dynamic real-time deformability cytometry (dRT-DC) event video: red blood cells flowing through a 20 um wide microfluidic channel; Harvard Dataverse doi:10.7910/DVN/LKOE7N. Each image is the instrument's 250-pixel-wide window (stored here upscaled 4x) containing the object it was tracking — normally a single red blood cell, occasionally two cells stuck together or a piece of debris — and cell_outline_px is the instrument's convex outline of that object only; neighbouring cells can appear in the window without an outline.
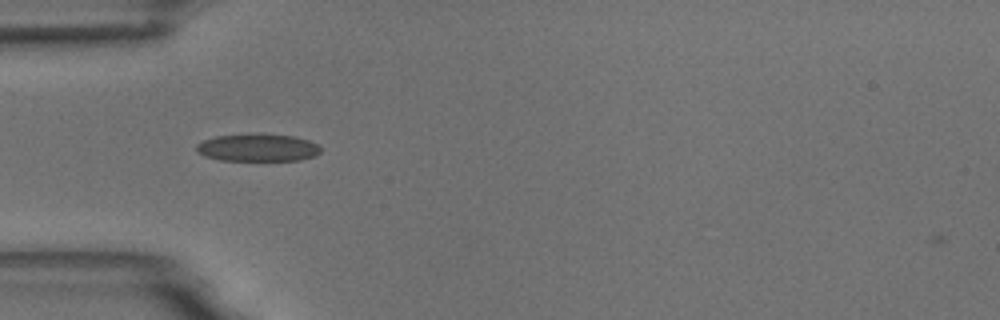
{"species": "common noctule bat (a hibernating species)", "species_latin": "Nyctalus noctula", "temperature_condition": "room temperature", "stored_images_in_passage": 40, "camera_frame_rate_fps": 3000, "um_per_image_px": 0.085, "animal": {"sex": "male", "body_mass_g": 18.8}, "frame": {"image": 1, "passage_image": 2, "time_ms": 0.333, "image_size_px": [1000, 320], "cell_outline_px": [[320, 152], [316, 156], [300, 160], [220, 160], [204, 156], [196, 152], [196, 144], [204, 140], [216, 136], [292, 136], [308, 140], [316, 144], [320, 148]], "centroid_in_image_um": [21.89, 12.59], "position_along_channel_um": 63.1, "area_um2": 19.13}}
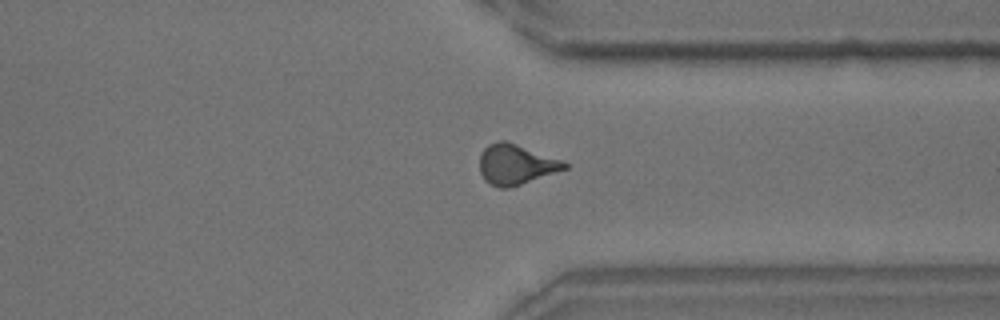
{"frame": {"image": 2, "passage_image": 27, "time_ms": 8.667, "image_size_px": [1000, 320], "cell_outline_px": [[568, 168], [508, 188], [500, 188], [488, 184], [484, 180], [480, 172], [480, 152], [488, 144], [496, 140], [504, 140], [564, 160], [568, 164]], "centroid_in_image_um": [43.82, 13.97], "position_along_channel_um": 367.6, "area_um2": 19.94}}
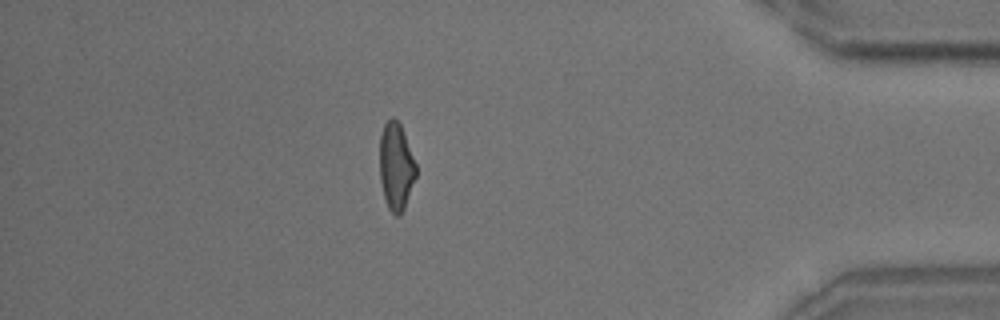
{"frame": {"image": 3, "passage_image": 33, "time_ms": 10.667, "image_size_px": [1000, 320], "cell_outline_px": [[416, 176], [404, 208], [400, 216], [396, 216], [388, 208], [384, 196], [380, 180], [380, 136], [384, 124], [392, 116], [400, 124], [416, 164]], "centroid_in_image_um": [33.65, 14.16], "position_along_channel_um": 401.5, "area_um2": 18.26}, "authors_computed_cell_mechanics": {"area_um2": 19.2763, "velocity_mm_per_s": 3.6626, "shape_relaxation_time_tau1_ms": 6.93, "shape_relaxation_time_tau2_ms": 1.6258, "deformation_change_tau1": 0.1642, "deformation_change_tau2": 0.0904}}